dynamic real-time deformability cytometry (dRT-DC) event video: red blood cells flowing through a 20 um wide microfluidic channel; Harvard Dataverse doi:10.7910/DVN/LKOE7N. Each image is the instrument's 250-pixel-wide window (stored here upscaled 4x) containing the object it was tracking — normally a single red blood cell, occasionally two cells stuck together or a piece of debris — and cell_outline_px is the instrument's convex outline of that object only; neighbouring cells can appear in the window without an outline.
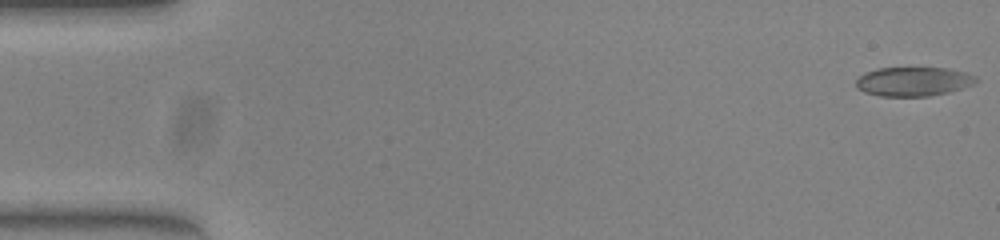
{"species": "common noctule bat (a hibernating species)", "species_latin": "Nyctalus noctula", "temperature_condition": "warm", "stored_images_in_passage": 13, "camera_frame_rate_fps": 3000, "um_per_image_px": 0.085, "animal": {"sex": "female", "body_mass_g": 23.0, "forearm_length_mm": 53.4}, "frame": {"image": 1, "passage_image": 1, "time_ms": 0.0, "image_size_px": [1000, 240], "cell_outline_px": [[980, 80], [972, 84], [948, 92], [928, 96], [880, 96], [864, 92], [856, 88], [856, 80], [864, 72], [876, 68], [948, 68], [964, 72], [976, 76]], "centroid_in_image_um": [77.61, 6.92], "position_along_channel_um": 7.4, "area_um2": 20.35}}